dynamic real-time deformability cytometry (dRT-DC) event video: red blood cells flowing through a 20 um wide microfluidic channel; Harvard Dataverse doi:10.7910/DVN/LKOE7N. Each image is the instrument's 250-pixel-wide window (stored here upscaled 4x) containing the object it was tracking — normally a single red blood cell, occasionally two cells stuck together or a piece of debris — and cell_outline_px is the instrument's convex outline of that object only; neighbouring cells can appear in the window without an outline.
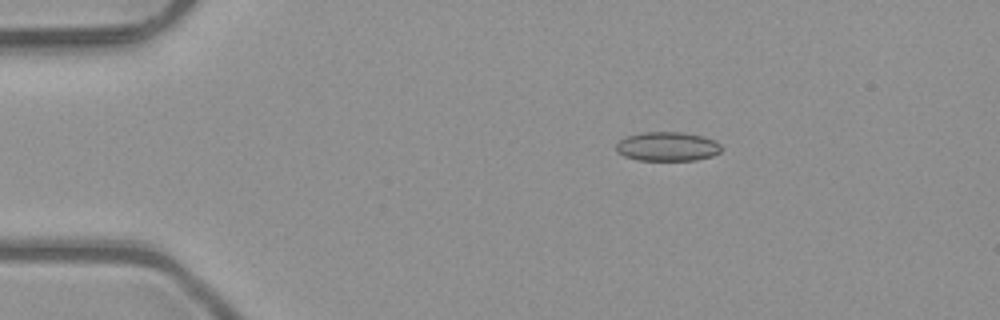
{"species": "common noctule bat (a hibernating species)", "species_latin": "Nyctalus noctula", "temperature_condition": "room temperature", "stored_images_in_passage": 6, "camera_frame_rate_fps": 3000, "um_per_image_px": 0.085, "animal": {"sex": "male", "body_mass_g": 23.1, "forearm_length_mm": 52.7}, "frame": {"image": 1, "passage_image": 3, "time_ms": 0.667, "image_size_px": [1000, 320], "cell_outline_px": [[724, 148], [720, 152], [712, 156], [696, 160], [636, 160], [624, 156], [616, 152], [616, 144], [620, 140], [628, 136], [640, 132], [684, 132], [704, 136], [716, 140]], "centroid_in_image_um": [56.76, 12.45], "position_along_channel_um": 28.2, "area_um2": 18.15}}
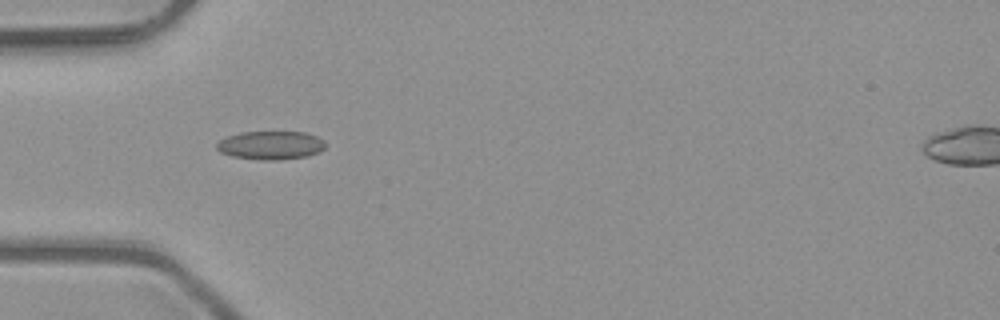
{"frame": {"image": 2, "passage_image": 5, "time_ms": 1.333, "image_size_px": [1000, 320], "cell_outline_px": [[324, 148], [320, 152], [308, 156], [280, 160], [260, 160], [232, 156], [220, 152], [216, 148], [216, 144], [220, 140], [228, 136], [240, 132], [304, 132], [316, 136], [324, 140]], "centroid_in_image_um": [23.01, 12.35], "position_along_channel_um": 62.0, "area_um2": 18.09}}
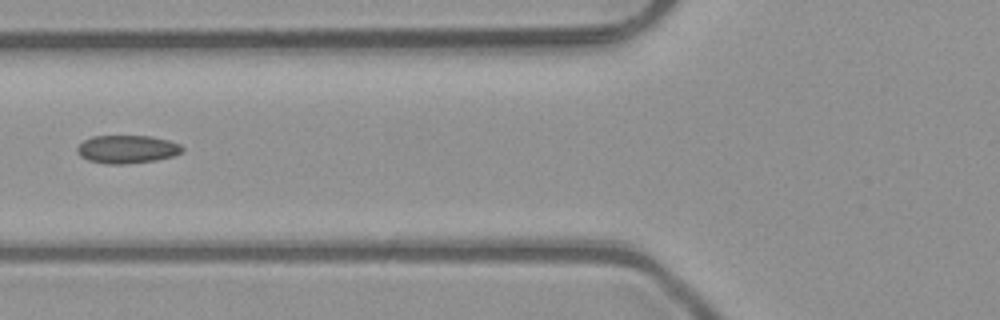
{"frame": {"image": 3, "passage_image": 6, "time_ms": 1.667, "image_size_px": [1000, 320], "cell_outline_px": [[184, 148], [180, 152], [172, 156], [156, 160], [124, 164], [108, 164], [88, 160], [80, 156], [76, 152], [76, 148], [84, 140], [92, 136], [152, 136], [168, 140], [180, 144]], "centroid_in_image_um": [10.78, 12.68], "position_along_channel_um": 115.0, "area_um2": 17.17}}